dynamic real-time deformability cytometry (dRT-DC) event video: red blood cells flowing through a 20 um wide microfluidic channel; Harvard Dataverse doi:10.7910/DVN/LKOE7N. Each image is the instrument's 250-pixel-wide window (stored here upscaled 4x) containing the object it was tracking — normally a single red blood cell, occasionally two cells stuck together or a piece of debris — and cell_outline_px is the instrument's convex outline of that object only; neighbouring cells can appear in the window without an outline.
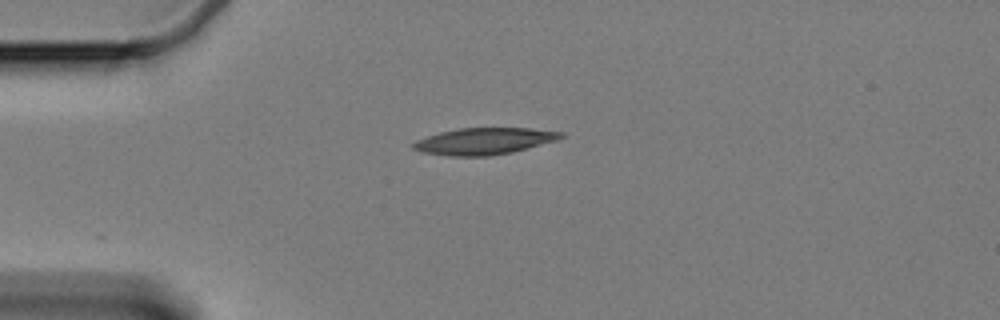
{"species": "Egyptian fruit bat (a non-hibernating species)", "species_latin": "Rousettus aegyptiacus", "temperature_condition": "cold", "stored_images_in_passage": 5, "camera_frame_rate_fps": 3000, "um_per_image_px": 0.085, "animal": {"sex": "female"}, "frame": {"image": 1, "passage_image": 1, "time_ms": 0.0, "image_size_px": [1000, 320], "cell_outline_px": [[564, 136], [560, 140], [512, 152], [488, 156], [448, 156], [420, 152], [412, 148], [412, 144], [416, 140], [440, 132], [460, 128], [528, 128], [564, 132]], "centroid_in_image_um": [41.17, 12.0], "position_along_channel_um": 43.8, "area_um2": 23.06}}